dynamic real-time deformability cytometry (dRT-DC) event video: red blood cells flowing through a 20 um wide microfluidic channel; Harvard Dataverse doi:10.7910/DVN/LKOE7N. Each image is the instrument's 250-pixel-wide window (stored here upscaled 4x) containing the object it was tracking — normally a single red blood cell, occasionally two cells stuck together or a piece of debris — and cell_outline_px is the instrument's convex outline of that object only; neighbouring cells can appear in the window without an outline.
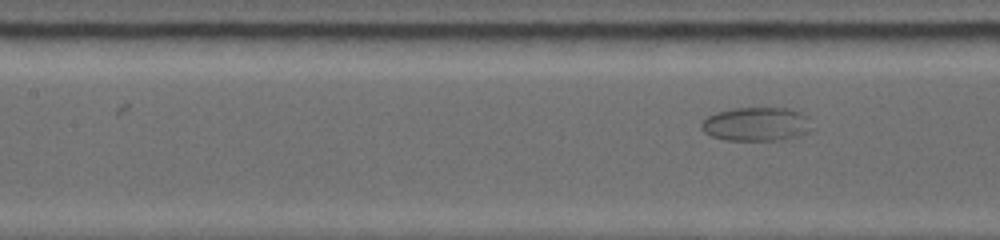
{"species": "common noctule bat (a hibernating species)", "species_latin": "Nyctalus noctula", "temperature_condition": "warm", "stored_images_in_passage": 13, "segment_of_instrument_passage": [2, 2], "camera_frame_rate_fps": 5000, "um_per_image_px": 0.085, "animal": {"sex": "female", "body_mass_g": 19.0, "forearm_length_mm": 53.3}, "frame": {"image": 1, "passage_image": 13, "time_ms": 6.8, "image_size_px": [1000, 240], "cell_outline_px": [[816, 128], [808, 132], [784, 140], [728, 140], [712, 136], [704, 132], [700, 128], [700, 124], [708, 116], [716, 112], [732, 108], [788, 108], [800, 112], [808, 116]], "centroid_in_image_um": [64.35, 10.55], "position_along_channel_um": 143.1, "area_um2": 22.08}}